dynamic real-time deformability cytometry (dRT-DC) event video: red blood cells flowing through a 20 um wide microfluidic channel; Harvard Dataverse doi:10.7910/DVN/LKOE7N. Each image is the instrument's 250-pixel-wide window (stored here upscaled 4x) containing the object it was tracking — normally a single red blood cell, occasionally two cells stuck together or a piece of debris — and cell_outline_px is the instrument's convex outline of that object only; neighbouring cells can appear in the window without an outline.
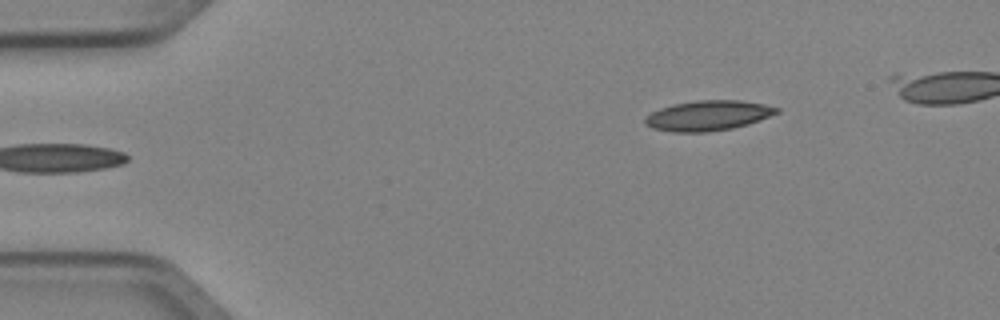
{"species": "Egyptian fruit bat (a non-hibernating species)", "species_latin": "Rousettus aegyptiacus", "temperature_condition": "cold", "stored_images_in_passage": 4, "camera_frame_rate_fps": 3000, "um_per_image_px": 0.085, "animal": {"sex": "female"}, "frame": {"image": 1, "passage_image": 4, "time_ms": 1.0, "image_size_px": [1000, 320], "cell_outline_px": [[780, 112], [748, 124], [732, 128], [708, 132], [672, 132], [652, 128], [644, 124], [644, 120], [652, 112], [660, 108], [672, 104], [696, 100], [740, 100], [764, 104], [780, 108]], "centroid_in_image_um": [60.18, 9.82], "position_along_channel_um": 24.8, "area_um2": 23.12}}